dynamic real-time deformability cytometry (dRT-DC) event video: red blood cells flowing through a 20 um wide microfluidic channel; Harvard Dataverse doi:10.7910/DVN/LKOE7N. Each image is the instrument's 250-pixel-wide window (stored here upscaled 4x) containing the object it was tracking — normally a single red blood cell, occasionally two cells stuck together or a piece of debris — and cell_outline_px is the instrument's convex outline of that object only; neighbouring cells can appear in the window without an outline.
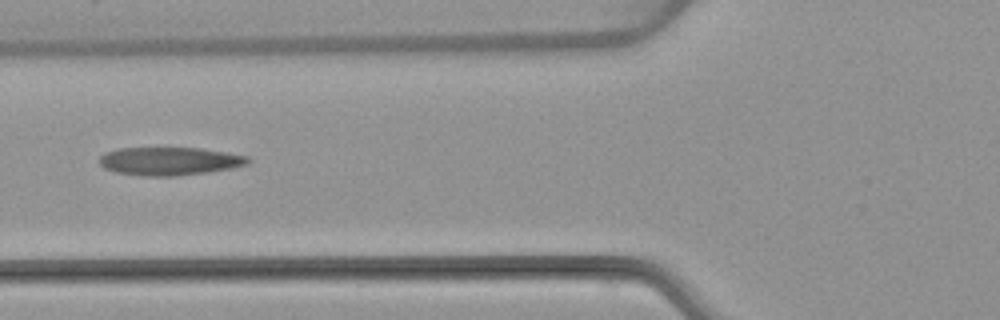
{"species": "common noctule bat (a hibernating species)", "species_latin": "Nyctalus noctula", "temperature_condition": "warm", "stored_images_in_passage": 5, "camera_frame_rate_fps": 3000, "um_per_image_px": 0.085, "animal": {"sex": "female", "body_mass_g": 22.7, "forearm_length_mm": 54.2}, "frame": {"image": 1, "passage_image": 5, "time_ms": 5.333, "image_size_px": [1000, 320], "cell_outline_px": [[252, 160], [248, 164], [232, 168], [208, 172], [176, 176], [140, 176], [116, 172], [104, 168], [100, 164], [100, 156], [104, 152], [116, 148], [200, 148], [248, 156]], "centroid_in_image_um": [14.4, 13.7], "position_along_channel_um": 111.4, "area_um2": 24.51}}